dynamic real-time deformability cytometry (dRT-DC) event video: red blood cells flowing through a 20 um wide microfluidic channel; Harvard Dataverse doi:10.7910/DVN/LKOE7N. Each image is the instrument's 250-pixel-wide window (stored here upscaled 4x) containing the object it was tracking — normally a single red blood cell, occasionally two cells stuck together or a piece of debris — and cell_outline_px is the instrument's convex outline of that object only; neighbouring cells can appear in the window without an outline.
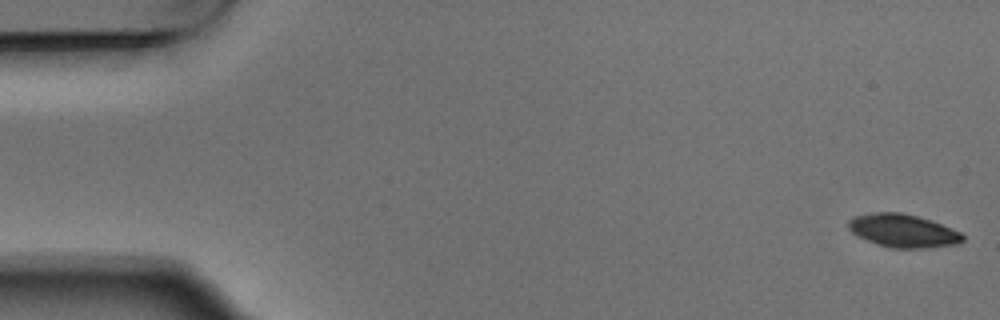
{"species": "Egyptian fruit bat (a non-hibernating species)", "species_latin": "Rousettus aegyptiacus", "temperature_condition": "warm", "stored_images_in_passage": 4, "camera_frame_rate_fps": 3000, "um_per_image_px": 0.085, "animal": {"sex": "male"}, "frame": {"image": 1, "passage_image": 1, "time_ms": 0.0, "image_size_px": [1000, 320], "cell_outline_px": [[964, 240], [960, 244], [928, 248], [896, 248], [876, 244], [856, 236], [848, 228], [848, 220], [852, 216], [872, 212], [900, 212], [920, 216], [932, 220], [960, 232], [964, 236]], "centroid_in_image_um": [76.75, 19.6], "position_along_channel_um": 8.3, "area_um2": 22.43}}
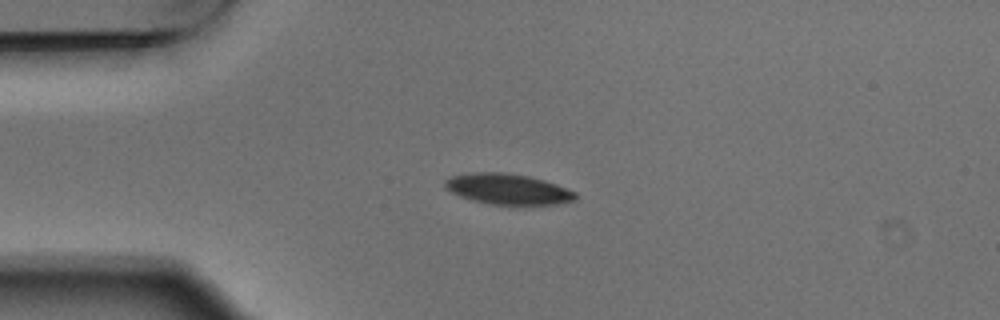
{"frame": {"image": 2, "passage_image": 4, "time_ms": 1.0, "image_size_px": [1000, 320], "cell_outline_px": [[576, 200], [556, 204], [488, 204], [472, 200], [460, 196], [444, 188], [444, 180], [452, 176], [476, 172], [504, 172], [528, 176], [544, 180], [556, 184], [576, 192]], "centroid_in_image_um": [43.15, 16.07], "position_along_channel_um": 41.8, "area_um2": 23.18}}